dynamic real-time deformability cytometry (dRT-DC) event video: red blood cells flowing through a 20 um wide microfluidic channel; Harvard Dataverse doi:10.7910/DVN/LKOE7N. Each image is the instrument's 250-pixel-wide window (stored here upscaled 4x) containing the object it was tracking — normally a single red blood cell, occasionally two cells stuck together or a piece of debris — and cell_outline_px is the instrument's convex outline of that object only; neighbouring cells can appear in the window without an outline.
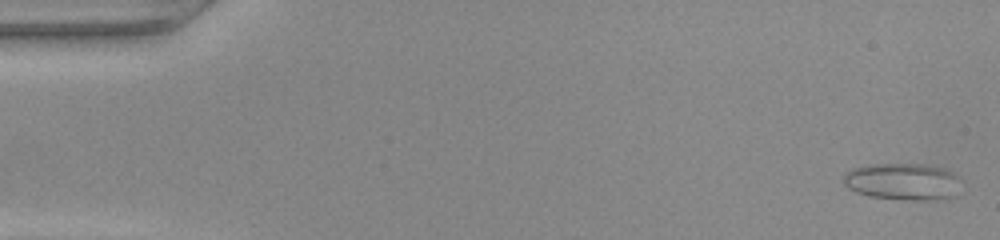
{"species": "common noctule bat (a hibernating species)", "species_latin": "Nyctalus noctula", "temperature_condition": "warm", "stored_images_in_passage": 49, "camera_frame_rate_fps": 3000, "um_per_image_px": 0.085, "animal": {"sex": "female", "body_mass_g": 22.0, "forearm_length_mm": 56.7}, "frame": {"image": 1, "passage_image": 2, "time_ms": 0.333, "image_size_px": [1000, 240], "cell_outline_px": [[956, 176], [952, 196], [936, 200], [908, 200], [868, 196], [856, 192], [848, 188], [844, 184], [844, 172], [852, 168], [868, 164], [924, 164], [940, 168], [952, 172]], "centroid_in_image_um": [76.6, 15.43], "position_along_channel_um": 8.4, "area_um2": 24.8}}
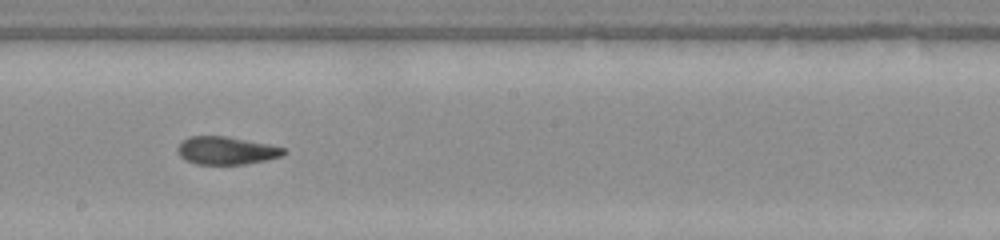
{"frame": {"image": 2, "passage_image": 28, "time_ms": 9.0, "image_size_px": [1000, 240], "cell_outline_px": [[288, 152], [280, 156], [264, 160], [244, 164], [196, 164], [184, 160], [176, 152], [176, 148], [180, 140], [188, 136], [224, 136], [268, 144], [284, 148]], "centroid_in_image_um": [19.15, 12.79], "position_along_channel_um": 229.1, "area_um2": 17.28}}
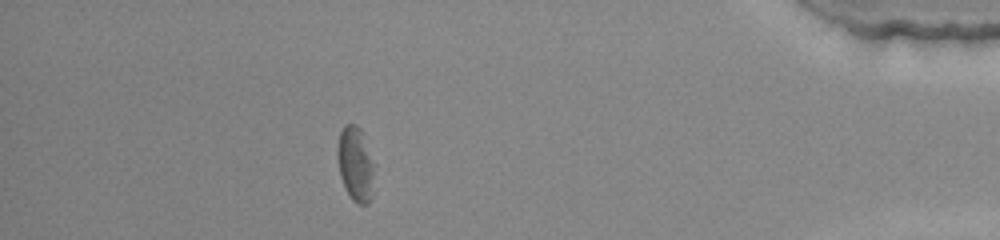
{"frame": {"image": 3, "passage_image": 44, "time_ms": 14.333, "image_size_px": [1000, 240], "cell_outline_px": [[372, 196], [368, 204], [356, 204], [352, 200], [340, 176], [336, 152], [336, 148], [340, 132], [344, 124], [356, 124], [360, 128], [372, 164]], "centroid_in_image_um": [30.16, 13.94], "position_along_channel_um": 405.0, "area_um2": 15.55}}